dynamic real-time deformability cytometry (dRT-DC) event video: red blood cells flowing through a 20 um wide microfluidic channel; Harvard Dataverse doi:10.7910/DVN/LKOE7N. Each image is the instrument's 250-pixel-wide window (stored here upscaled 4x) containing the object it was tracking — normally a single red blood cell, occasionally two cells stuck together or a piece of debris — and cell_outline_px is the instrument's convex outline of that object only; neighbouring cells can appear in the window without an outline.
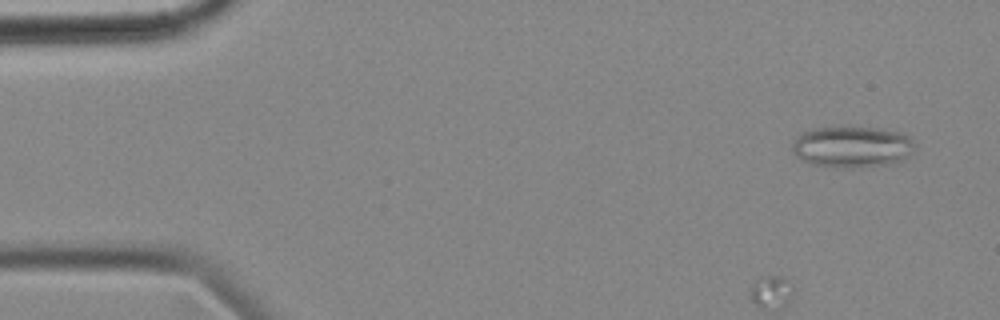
{"species": "common noctule bat (a hibernating species)", "species_latin": "Nyctalus noctula", "temperature_condition": "cold", "stored_images_in_passage": 55, "camera_frame_rate_fps": 3000, "um_per_image_px": 0.085, "animal": {"sex": "female", "body_mass_g": 18.4}, "frame": {"image": 1, "passage_image": 3, "time_ms": 0.667, "image_size_px": [1000, 320], "cell_outline_px": [[916, 148], [904, 160], [896, 164], [852, 168], [812, 164], [796, 156], [792, 148], [792, 144], [796, 136], [800, 132], [812, 128], [876, 128], [900, 132], [908, 136], [916, 144]], "centroid_in_image_um": [72.47, 12.49], "position_along_channel_um": 12.5, "area_um2": 29.59}}